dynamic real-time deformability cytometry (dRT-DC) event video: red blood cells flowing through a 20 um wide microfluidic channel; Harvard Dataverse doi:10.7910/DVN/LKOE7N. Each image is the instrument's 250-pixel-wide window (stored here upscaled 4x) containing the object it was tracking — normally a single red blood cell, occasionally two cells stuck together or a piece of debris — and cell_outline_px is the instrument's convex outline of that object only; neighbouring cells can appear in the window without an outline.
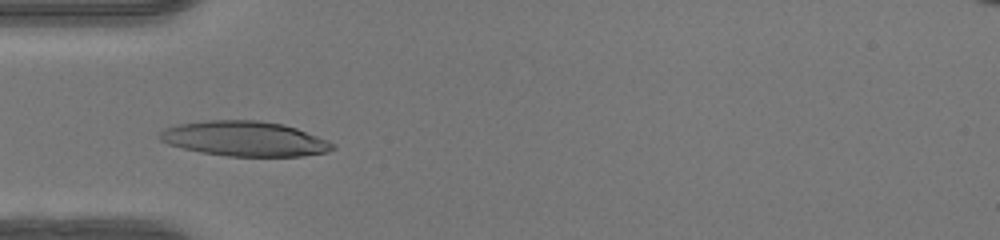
{"species": "human", "species_latin": "Homo sapiens", "temperature_condition": "warm", "stored_images_in_passage": 47, "camera_frame_rate_fps": 3000, "um_per_image_px": 0.085, "donor": {"sex": "female"}, "frame": {"image": 1, "passage_image": 13, "time_ms": 4.0, "image_size_px": [1000, 240], "cell_outline_px": [[336, 148], [328, 152], [300, 156], [228, 156], [200, 152], [168, 144], [160, 140], [156, 136], [164, 128], [176, 124], [208, 120], [260, 120], [284, 124], [296, 128], [328, 140], [336, 144]], "centroid_in_image_um": [20.79, 11.78], "position_along_channel_um": 64.2, "area_um2": 35.43}}
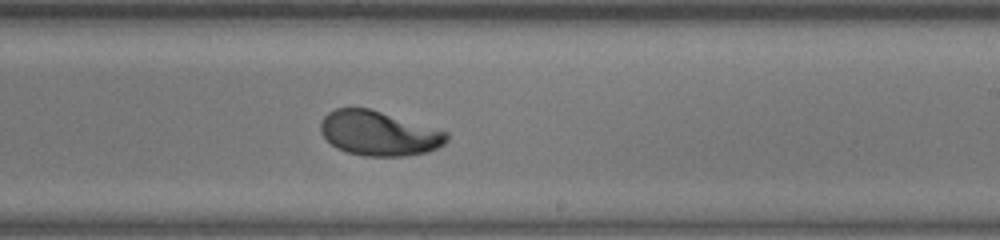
{"frame": {"image": 2, "passage_image": 27, "time_ms": 8.667, "image_size_px": [1000, 240], "cell_outline_px": [[448, 140], [444, 144], [428, 152], [404, 156], [364, 156], [348, 152], [336, 148], [320, 132], [320, 120], [328, 112], [336, 108], [368, 108], [448, 132]], "centroid_in_image_um": [32.18, 11.34], "position_along_channel_um": 256.8, "area_um2": 32.6}}
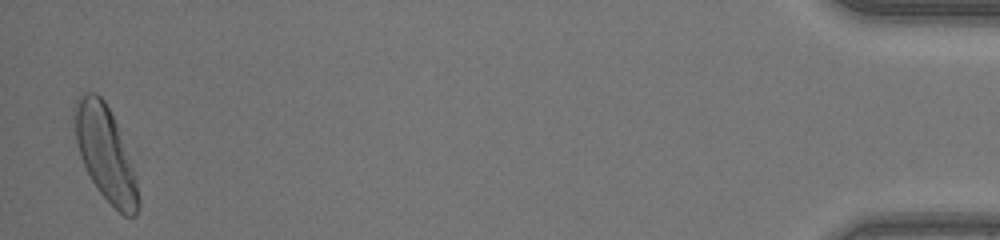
{"frame": {"image": 3, "passage_image": 46, "time_ms": 15.0, "image_size_px": [1000, 240], "cell_outline_px": [[140, 208], [136, 216], [124, 216], [96, 188], [80, 156], [76, 144], [72, 120], [72, 108], [76, 96], [88, 92], [96, 92], [104, 100], [116, 124], [132, 164], [136, 180], [140, 204]], "centroid_in_image_um": [8.91, 13.0], "position_along_channel_um": 426.3, "area_um2": 34.91}, "authors_computed_cell_mechanics": {"area_um2": 33.235, "velocity_mm_per_s": 4.1596, "shape_relaxation_time_tau1_ms": 3.5299, "shape_relaxation_time_tau2_ms": 0.9441, "deformation_change_tau1": 0.1994, "deformation_change_tau2": 0.0508}}